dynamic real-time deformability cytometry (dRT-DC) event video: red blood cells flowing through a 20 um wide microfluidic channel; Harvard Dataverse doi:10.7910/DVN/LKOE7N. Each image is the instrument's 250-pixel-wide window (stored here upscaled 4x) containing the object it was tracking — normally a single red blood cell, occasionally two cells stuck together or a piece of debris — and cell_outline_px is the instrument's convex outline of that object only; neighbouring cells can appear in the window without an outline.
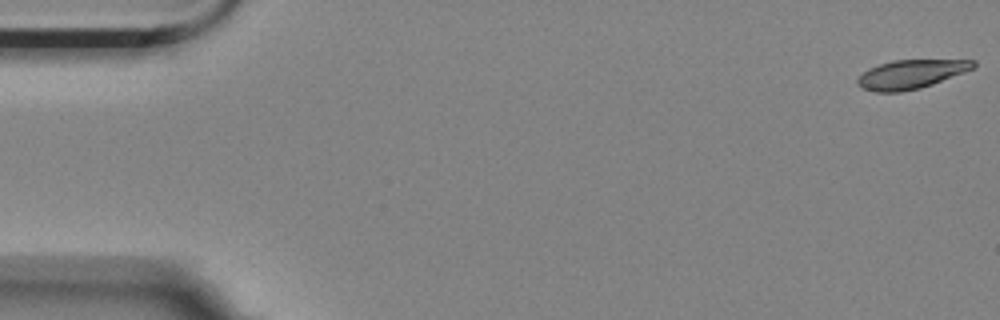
{"species": "Egyptian fruit bat (a non-hibernating species)", "species_latin": "Rousettus aegyptiacus", "temperature_condition": "room temperature", "stored_images_in_passage": 11, "camera_frame_rate_fps": 3000, "um_per_image_px": 0.085, "animal": {"sex": "female"}, "frame": {"image": 1, "passage_image": 1, "time_ms": 0.0, "image_size_px": [1000, 320], "cell_outline_px": [[976, 68], [932, 84], [920, 88], [900, 92], [876, 92], [864, 88], [856, 84], [856, 80], [868, 68], [892, 60], [976, 60]], "centroid_in_image_um": [77.45, 6.3], "position_along_channel_um": 7.6, "area_um2": 19.42}}